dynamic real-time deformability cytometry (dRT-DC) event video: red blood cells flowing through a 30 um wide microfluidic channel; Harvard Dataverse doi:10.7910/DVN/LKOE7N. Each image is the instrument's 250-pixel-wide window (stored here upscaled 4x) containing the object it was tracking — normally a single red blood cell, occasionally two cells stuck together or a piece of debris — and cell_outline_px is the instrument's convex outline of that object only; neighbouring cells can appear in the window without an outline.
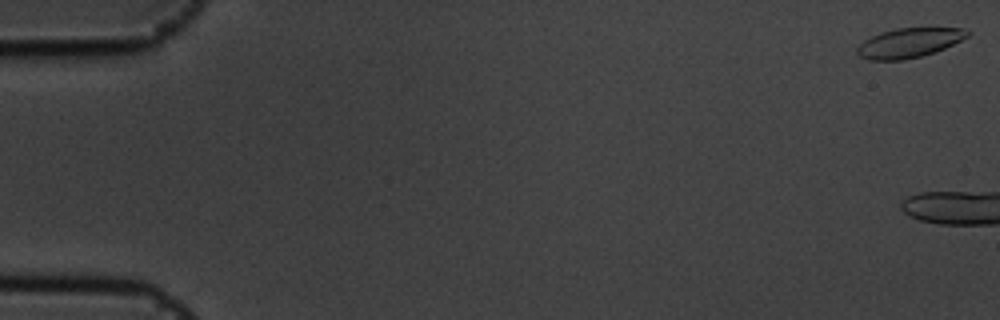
{"species": "common noctule bat (a hibernating species)", "species_latin": "Nyctalus noctula", "temperature_condition": "cold", "stored_images_in_passage": 14, "camera_frame_rate_fps": 3000, "um_per_image_px": 0.085, "animal": {"sex": "male", "body_mass_g": 19.5, "forearm_length_mm": 54.6}, "frame": {"image": 1, "passage_image": 1, "time_ms": 0.0, "image_size_px": [1000, 320], "cell_outline_px": [[972, 32], [968, 36], [944, 48], [920, 56], [904, 60], [868, 60], [860, 56], [856, 52], [856, 48], [864, 40], [880, 32], [896, 28], [964, 28]], "centroid_in_image_um": [77.24, 3.63], "position_along_channel_um": 7.8, "area_um2": 18.84}}